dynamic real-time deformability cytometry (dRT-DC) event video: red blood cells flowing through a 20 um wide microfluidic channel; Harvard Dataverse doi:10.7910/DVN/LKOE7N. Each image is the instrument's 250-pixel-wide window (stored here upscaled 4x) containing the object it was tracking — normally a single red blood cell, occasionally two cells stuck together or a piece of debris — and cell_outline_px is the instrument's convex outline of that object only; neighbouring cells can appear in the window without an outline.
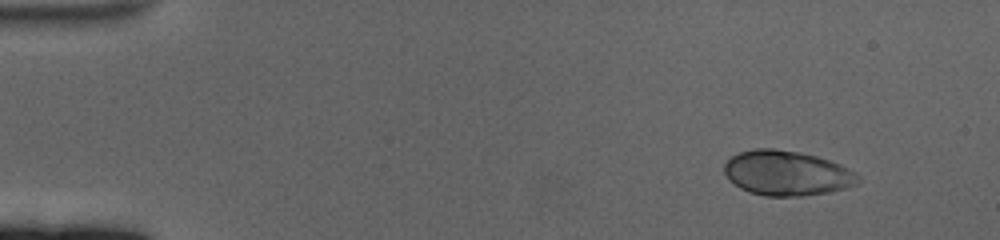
{"species": "human", "species_latin": "Homo sapiens", "temperature_condition": "cold", "stored_images_in_passage": 55, "camera_frame_rate_fps": 3000, "um_per_image_px": 0.085, "donor": {"sex": "female"}, "frame": {"image": 1, "passage_image": 1, "time_ms": 0.0, "image_size_px": [1000, 240], "cell_outline_px": [[860, 180], [856, 184], [848, 188], [828, 192], [800, 196], [764, 196], [748, 192], [740, 188], [728, 180], [724, 172], [724, 164], [732, 156], [740, 152], [756, 148], [776, 148], [800, 152], [816, 156], [840, 164], [856, 172], [860, 176]], "centroid_in_image_um": [66.88, 14.72], "position_along_channel_um": 18.1, "area_um2": 35.26}}
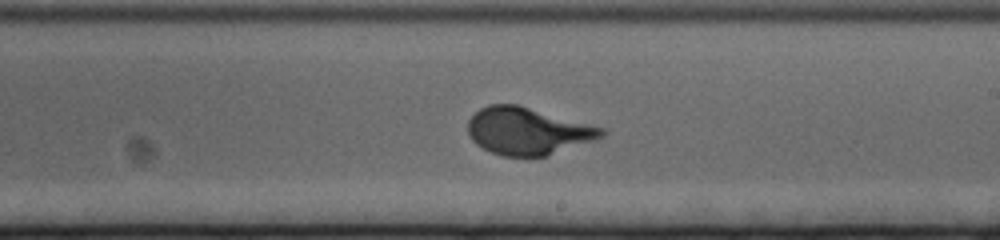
{"frame": {"image": 2, "passage_image": 31, "time_ms": 10.0, "image_size_px": [1000, 240], "cell_outline_px": [[608, 132], [604, 136], [596, 140], [544, 156], [500, 156], [476, 144], [472, 140], [468, 132], [468, 120], [480, 108], [488, 104], [516, 104], [604, 128]], "centroid_in_image_um": [44.85, 11.14], "position_along_channel_um": 244.1, "area_um2": 36.53}}
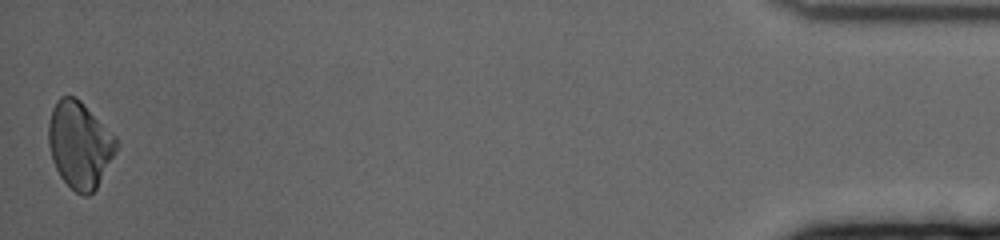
{"frame": {"image": 3, "passage_image": 55, "time_ms": 18.0, "image_size_px": [1000, 240], "cell_outline_px": [[120, 144], [96, 188], [88, 196], [84, 196], [76, 192], [60, 176], [52, 160], [48, 144], [48, 124], [52, 108], [56, 100], [60, 96], [76, 96], [116, 136]], "centroid_in_image_um": [6.77, 12.28], "position_along_channel_um": 428.4, "area_um2": 34.28}, "authors_computed_cell_mechanics": {"area_um2": 34.7378, "velocity_mm_per_s": 3.358, "shape_relaxation_time_tau1_ms": 3.1148, "shape_relaxation_time_tau2_ms": null, "deformation_change_tau1": 0.1637, "deformation_change_tau2": null}}